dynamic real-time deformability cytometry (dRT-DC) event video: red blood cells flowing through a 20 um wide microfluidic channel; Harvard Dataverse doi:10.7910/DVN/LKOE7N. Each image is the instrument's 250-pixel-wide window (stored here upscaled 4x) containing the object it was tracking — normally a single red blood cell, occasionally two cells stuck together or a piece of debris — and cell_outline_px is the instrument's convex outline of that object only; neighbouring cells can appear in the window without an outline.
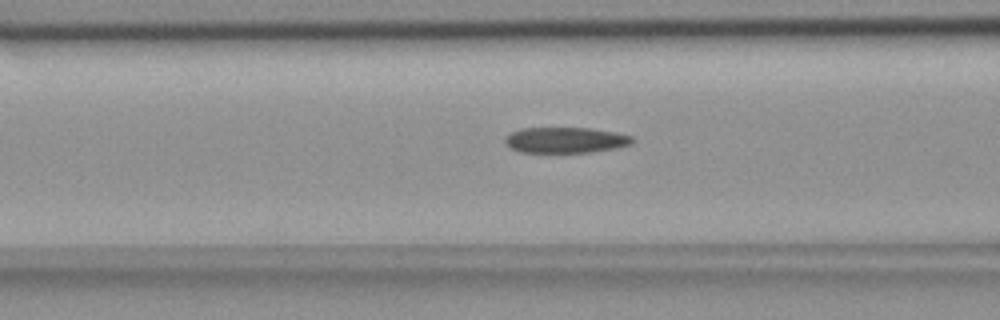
{"species": "common noctule bat (a hibernating species)", "species_latin": "Nyctalus noctula", "temperature_condition": "room temperature", "stored_images_in_passage": 54, "camera_frame_rate_fps": 3000, "um_per_image_px": 0.085, "animal": {"sex": "female", "body_mass_g": 18.4}, "frame": {"image": 1, "passage_image": 21, "time_ms": 6.667, "image_size_px": [1000, 320], "cell_outline_px": [[632, 144], [616, 148], [592, 152], [520, 152], [512, 148], [504, 140], [512, 132], [520, 128], [592, 128], [616, 132], [632, 136]], "centroid_in_image_um": [48.11, 11.9], "position_along_channel_um": 118.5, "area_um2": 18.96}}
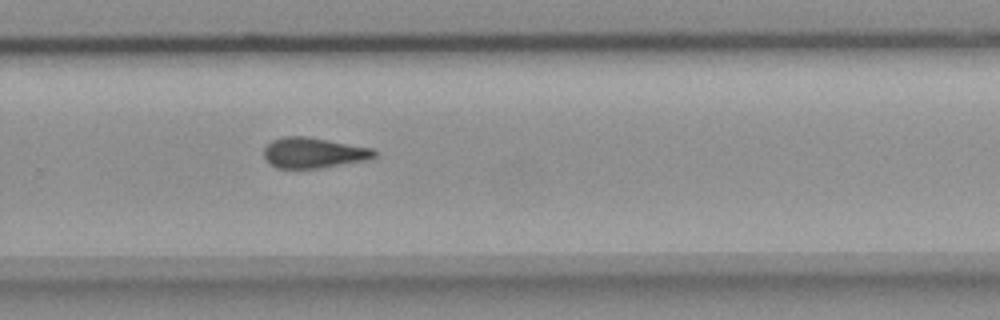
{"frame": {"image": 2, "passage_image": 36, "time_ms": 11.667, "image_size_px": [1000, 320], "cell_outline_px": [[376, 156], [364, 160], [320, 168], [276, 168], [268, 164], [264, 156], [264, 148], [272, 140], [284, 136], [308, 136], [372, 148], [376, 152]], "centroid_in_image_um": [26.6, 12.98], "position_along_channel_um": 303.2, "area_um2": 19.59}}
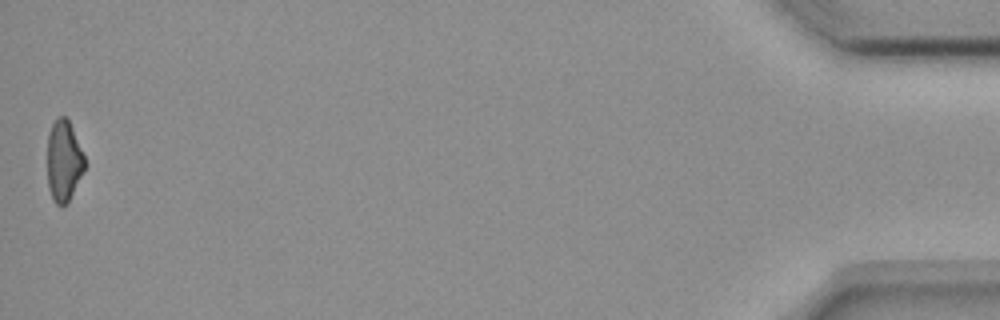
{"frame": {"image": 3, "passage_image": 54, "time_ms": 17.667, "image_size_px": [1000, 320], "cell_outline_px": [[84, 168], [68, 204], [56, 204], [52, 200], [48, 188], [48, 132], [56, 116], [64, 116], [68, 120], [72, 128], [84, 156]], "centroid_in_image_um": [5.39, 13.68], "position_along_channel_um": 429.8, "area_um2": 17.46}}